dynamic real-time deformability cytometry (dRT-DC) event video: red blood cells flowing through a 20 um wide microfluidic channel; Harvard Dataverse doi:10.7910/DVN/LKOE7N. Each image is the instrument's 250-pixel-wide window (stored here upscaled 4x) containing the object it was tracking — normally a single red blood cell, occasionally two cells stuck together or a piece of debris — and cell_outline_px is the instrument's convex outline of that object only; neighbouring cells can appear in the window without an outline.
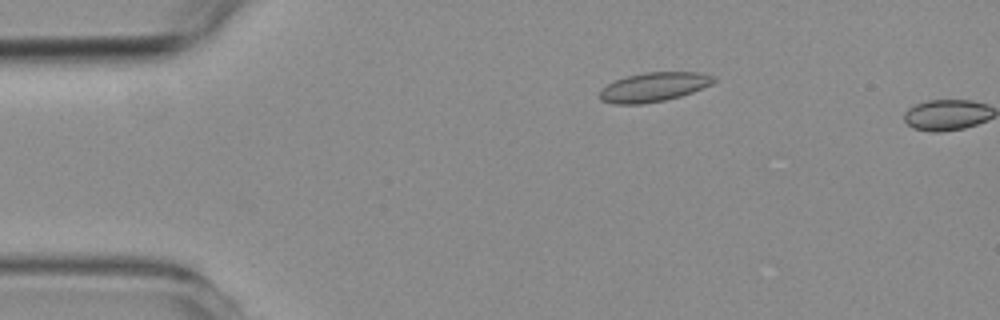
{"species": "common noctule bat (a hibernating species)", "species_latin": "Nyctalus noctula", "temperature_condition": "room temperature", "stored_images_in_passage": 9, "camera_frame_rate_fps": 3000, "um_per_image_px": 0.085, "animal": {"sex": "female", "body_mass_g": 19.3, "forearm_length_mm": 54.1}, "frame": {"image": 1, "passage_image": 8, "time_ms": 2.333, "image_size_px": [1000, 320], "cell_outline_px": [[716, 80], [712, 84], [692, 92], [680, 96], [664, 100], [640, 104], [616, 104], [600, 100], [600, 88], [616, 80], [628, 76], [644, 72], [700, 72], [716, 76]], "centroid_in_image_um": [55.59, 7.39], "position_along_channel_um": 29.4, "area_um2": 19.36}}